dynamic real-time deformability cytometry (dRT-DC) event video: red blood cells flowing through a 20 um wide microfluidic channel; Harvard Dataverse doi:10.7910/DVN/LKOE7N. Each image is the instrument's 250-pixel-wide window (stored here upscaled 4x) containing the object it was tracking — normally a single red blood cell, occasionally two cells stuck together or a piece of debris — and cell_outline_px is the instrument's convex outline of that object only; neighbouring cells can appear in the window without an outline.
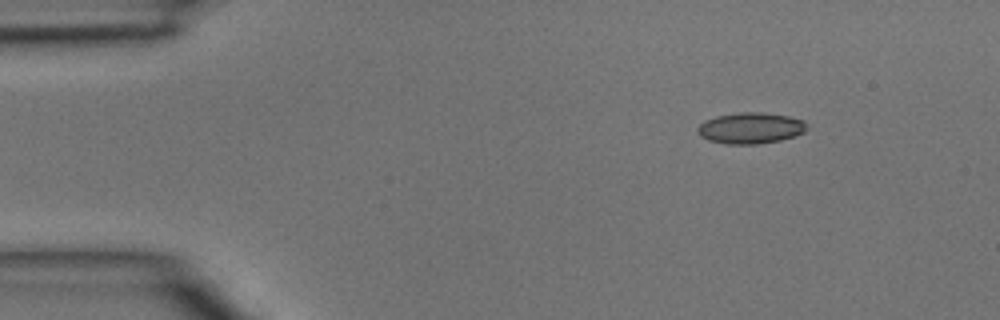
{"species": "common noctule bat (a hibernating species)", "species_latin": "Nyctalus noctula", "temperature_condition": "room temperature", "stored_images_in_passage": 35, "camera_frame_rate_fps": 3000, "um_per_image_px": 0.085, "animal": {"sex": "male", "body_mass_g": 15.6}, "frame": {"image": 1, "passage_image": 1, "time_ms": 0.0, "image_size_px": [1000, 320], "cell_outline_px": [[808, 128], [804, 132], [796, 136], [780, 140], [756, 144], [728, 144], [708, 140], [700, 136], [696, 128], [704, 120], [716, 116], [740, 112], [764, 112], [788, 116], [804, 120], [808, 124]], "centroid_in_image_um": [63.82, 10.88], "position_along_channel_um": 21.2, "area_um2": 20.0}}
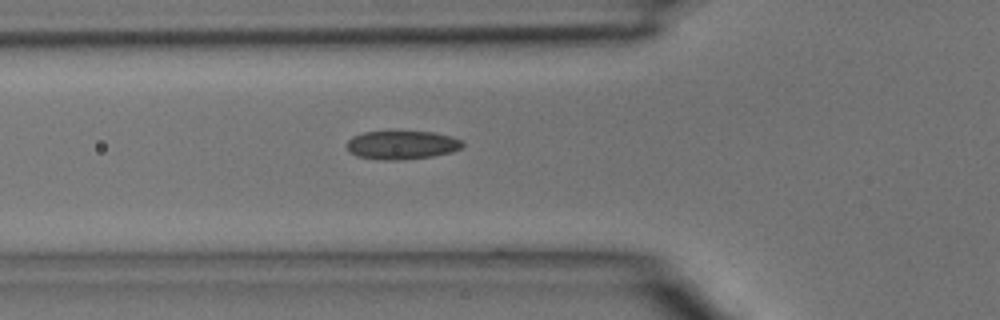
{"frame": {"image": 2, "passage_image": 11, "time_ms": 3.333, "image_size_px": [1000, 320], "cell_outline_px": [[464, 144], [460, 148], [452, 152], [432, 156], [396, 160], [380, 160], [356, 156], [348, 148], [348, 140], [352, 136], [364, 132], [432, 132], [452, 136], [464, 140]], "centroid_in_image_um": [34.19, 12.32], "position_along_channel_um": 91.6, "area_um2": 19.13}}
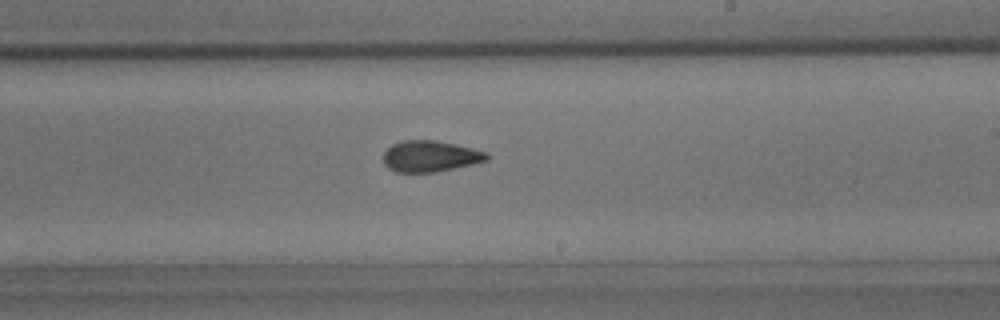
{"frame": {"image": 3, "passage_image": 22, "time_ms": 7.0, "image_size_px": [1000, 320], "cell_outline_px": [[488, 160], [472, 164], [436, 172], [396, 172], [388, 168], [384, 164], [384, 152], [392, 144], [404, 140], [436, 140], [456, 144], [488, 152]], "centroid_in_image_um": [36.57, 13.27], "position_along_channel_um": 252.4, "area_um2": 18.79}}